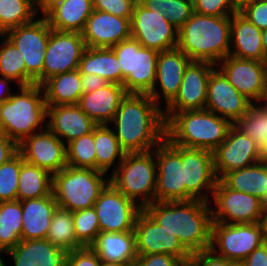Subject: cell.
Instances as JSON below:
<instances>
[{"instance_id": "680465c9", "label": "cell", "mask_w": 267, "mask_h": 266, "mask_svg": "<svg viewBox=\"0 0 267 266\" xmlns=\"http://www.w3.org/2000/svg\"><path fill=\"white\" fill-rule=\"evenodd\" d=\"M262 44L265 58H267V28L262 30Z\"/></svg>"}, {"instance_id": "bcb514c9", "label": "cell", "mask_w": 267, "mask_h": 266, "mask_svg": "<svg viewBox=\"0 0 267 266\" xmlns=\"http://www.w3.org/2000/svg\"><path fill=\"white\" fill-rule=\"evenodd\" d=\"M98 255L90 248L83 247L63 254L51 266H99Z\"/></svg>"}, {"instance_id": "ffe728a7", "label": "cell", "mask_w": 267, "mask_h": 266, "mask_svg": "<svg viewBox=\"0 0 267 266\" xmlns=\"http://www.w3.org/2000/svg\"><path fill=\"white\" fill-rule=\"evenodd\" d=\"M216 67L252 103H259L267 87L265 61L240 59L228 55Z\"/></svg>"}, {"instance_id": "cb8c5ba5", "label": "cell", "mask_w": 267, "mask_h": 266, "mask_svg": "<svg viewBox=\"0 0 267 266\" xmlns=\"http://www.w3.org/2000/svg\"><path fill=\"white\" fill-rule=\"evenodd\" d=\"M22 245L33 254L46 240L52 216L58 204L53 193L41 198L21 201Z\"/></svg>"}, {"instance_id": "7c38bea8", "label": "cell", "mask_w": 267, "mask_h": 266, "mask_svg": "<svg viewBox=\"0 0 267 266\" xmlns=\"http://www.w3.org/2000/svg\"><path fill=\"white\" fill-rule=\"evenodd\" d=\"M215 208H211L212 222L223 224L258 223L264 209L263 202L251 194L228 188L220 179L213 190Z\"/></svg>"}, {"instance_id": "5bb4252c", "label": "cell", "mask_w": 267, "mask_h": 266, "mask_svg": "<svg viewBox=\"0 0 267 266\" xmlns=\"http://www.w3.org/2000/svg\"><path fill=\"white\" fill-rule=\"evenodd\" d=\"M96 210L100 232L133 231L142 208L118 191L110 182L100 192L93 206Z\"/></svg>"}, {"instance_id": "6da1fadb", "label": "cell", "mask_w": 267, "mask_h": 266, "mask_svg": "<svg viewBox=\"0 0 267 266\" xmlns=\"http://www.w3.org/2000/svg\"><path fill=\"white\" fill-rule=\"evenodd\" d=\"M163 109L148 94H127L110 124L126 153L153 150L165 138Z\"/></svg>"}, {"instance_id": "603a6c76", "label": "cell", "mask_w": 267, "mask_h": 266, "mask_svg": "<svg viewBox=\"0 0 267 266\" xmlns=\"http://www.w3.org/2000/svg\"><path fill=\"white\" fill-rule=\"evenodd\" d=\"M252 102L243 96L216 67L209 78L205 109L235 124Z\"/></svg>"}, {"instance_id": "836d02e7", "label": "cell", "mask_w": 267, "mask_h": 266, "mask_svg": "<svg viewBox=\"0 0 267 266\" xmlns=\"http://www.w3.org/2000/svg\"><path fill=\"white\" fill-rule=\"evenodd\" d=\"M220 180L235 191L251 194L262 202L267 197V161L225 173Z\"/></svg>"}, {"instance_id": "8d00e7d4", "label": "cell", "mask_w": 267, "mask_h": 266, "mask_svg": "<svg viewBox=\"0 0 267 266\" xmlns=\"http://www.w3.org/2000/svg\"><path fill=\"white\" fill-rule=\"evenodd\" d=\"M109 127V124L96 125L94 127L96 170L105 173H108L113 164H116L115 161L119 165L126 154L115 136L114 129Z\"/></svg>"}, {"instance_id": "6125c7cd", "label": "cell", "mask_w": 267, "mask_h": 266, "mask_svg": "<svg viewBox=\"0 0 267 266\" xmlns=\"http://www.w3.org/2000/svg\"><path fill=\"white\" fill-rule=\"evenodd\" d=\"M99 266H127V265L126 264H121V263H118V262L100 260Z\"/></svg>"}, {"instance_id": "f546056e", "label": "cell", "mask_w": 267, "mask_h": 266, "mask_svg": "<svg viewBox=\"0 0 267 266\" xmlns=\"http://www.w3.org/2000/svg\"><path fill=\"white\" fill-rule=\"evenodd\" d=\"M262 30L252 24L239 11L231 16V42L229 55L249 60L266 61Z\"/></svg>"}, {"instance_id": "b9f144b4", "label": "cell", "mask_w": 267, "mask_h": 266, "mask_svg": "<svg viewBox=\"0 0 267 266\" xmlns=\"http://www.w3.org/2000/svg\"><path fill=\"white\" fill-rule=\"evenodd\" d=\"M259 104L252 103L245 115L234 125L261 146L267 137V108Z\"/></svg>"}, {"instance_id": "e575fe53", "label": "cell", "mask_w": 267, "mask_h": 266, "mask_svg": "<svg viewBox=\"0 0 267 266\" xmlns=\"http://www.w3.org/2000/svg\"><path fill=\"white\" fill-rule=\"evenodd\" d=\"M78 70L80 73L99 75L110 83L122 85L121 66L112 48L86 47Z\"/></svg>"}, {"instance_id": "277c9868", "label": "cell", "mask_w": 267, "mask_h": 266, "mask_svg": "<svg viewBox=\"0 0 267 266\" xmlns=\"http://www.w3.org/2000/svg\"><path fill=\"white\" fill-rule=\"evenodd\" d=\"M165 138L185 148L213 152L225 139L233 125L228 119L207 110L163 113Z\"/></svg>"}, {"instance_id": "ee69618b", "label": "cell", "mask_w": 267, "mask_h": 266, "mask_svg": "<svg viewBox=\"0 0 267 266\" xmlns=\"http://www.w3.org/2000/svg\"><path fill=\"white\" fill-rule=\"evenodd\" d=\"M21 171V154L0 165V202L16 201Z\"/></svg>"}, {"instance_id": "f1b7e54d", "label": "cell", "mask_w": 267, "mask_h": 266, "mask_svg": "<svg viewBox=\"0 0 267 266\" xmlns=\"http://www.w3.org/2000/svg\"><path fill=\"white\" fill-rule=\"evenodd\" d=\"M127 91L124 86L109 83L94 92L83 93L78 106L97 124H110Z\"/></svg>"}, {"instance_id": "a7ac6f4b", "label": "cell", "mask_w": 267, "mask_h": 266, "mask_svg": "<svg viewBox=\"0 0 267 266\" xmlns=\"http://www.w3.org/2000/svg\"><path fill=\"white\" fill-rule=\"evenodd\" d=\"M264 206H267V197L266 200L263 202Z\"/></svg>"}, {"instance_id": "8992f818", "label": "cell", "mask_w": 267, "mask_h": 266, "mask_svg": "<svg viewBox=\"0 0 267 266\" xmlns=\"http://www.w3.org/2000/svg\"><path fill=\"white\" fill-rule=\"evenodd\" d=\"M106 175L100 170L71 166L53 174L52 193L58 207L71 212L93 207L109 183Z\"/></svg>"}, {"instance_id": "d4e9b609", "label": "cell", "mask_w": 267, "mask_h": 266, "mask_svg": "<svg viewBox=\"0 0 267 266\" xmlns=\"http://www.w3.org/2000/svg\"><path fill=\"white\" fill-rule=\"evenodd\" d=\"M191 61L177 47L158 52L155 84L148 94L158 106L162 102L160 100L161 96L164 98L167 107L178 95L184 71ZM158 85L160 88L157 87ZM156 88H159L161 92Z\"/></svg>"}, {"instance_id": "7a4b0ae2", "label": "cell", "mask_w": 267, "mask_h": 266, "mask_svg": "<svg viewBox=\"0 0 267 266\" xmlns=\"http://www.w3.org/2000/svg\"><path fill=\"white\" fill-rule=\"evenodd\" d=\"M210 203L202 200L155 201L143 210L159 225L173 233L190 252L205 251L211 245Z\"/></svg>"}, {"instance_id": "91938a15", "label": "cell", "mask_w": 267, "mask_h": 266, "mask_svg": "<svg viewBox=\"0 0 267 266\" xmlns=\"http://www.w3.org/2000/svg\"><path fill=\"white\" fill-rule=\"evenodd\" d=\"M29 3L38 13L41 10L42 0H24Z\"/></svg>"}, {"instance_id": "be15d7a7", "label": "cell", "mask_w": 267, "mask_h": 266, "mask_svg": "<svg viewBox=\"0 0 267 266\" xmlns=\"http://www.w3.org/2000/svg\"><path fill=\"white\" fill-rule=\"evenodd\" d=\"M252 1H256V0H233L234 4L238 10L240 8H242L245 4L252 2Z\"/></svg>"}, {"instance_id": "ba28073f", "label": "cell", "mask_w": 267, "mask_h": 266, "mask_svg": "<svg viewBox=\"0 0 267 266\" xmlns=\"http://www.w3.org/2000/svg\"><path fill=\"white\" fill-rule=\"evenodd\" d=\"M128 94H149L155 84L158 51L143 47L132 37L114 45Z\"/></svg>"}, {"instance_id": "003e7915", "label": "cell", "mask_w": 267, "mask_h": 266, "mask_svg": "<svg viewBox=\"0 0 267 266\" xmlns=\"http://www.w3.org/2000/svg\"><path fill=\"white\" fill-rule=\"evenodd\" d=\"M127 266H140V265L137 262H134V263L128 264Z\"/></svg>"}, {"instance_id": "7402d4cb", "label": "cell", "mask_w": 267, "mask_h": 266, "mask_svg": "<svg viewBox=\"0 0 267 266\" xmlns=\"http://www.w3.org/2000/svg\"><path fill=\"white\" fill-rule=\"evenodd\" d=\"M215 67L208 61H191L184 71L178 95L163 113L205 109L208 81Z\"/></svg>"}, {"instance_id": "f5cc1de1", "label": "cell", "mask_w": 267, "mask_h": 266, "mask_svg": "<svg viewBox=\"0 0 267 266\" xmlns=\"http://www.w3.org/2000/svg\"><path fill=\"white\" fill-rule=\"evenodd\" d=\"M106 79L94 74L81 73V85L83 93L94 92L109 84Z\"/></svg>"}, {"instance_id": "7dc6e473", "label": "cell", "mask_w": 267, "mask_h": 266, "mask_svg": "<svg viewBox=\"0 0 267 266\" xmlns=\"http://www.w3.org/2000/svg\"><path fill=\"white\" fill-rule=\"evenodd\" d=\"M137 1L138 0H92L93 9L124 18L132 17Z\"/></svg>"}, {"instance_id": "816d5d0a", "label": "cell", "mask_w": 267, "mask_h": 266, "mask_svg": "<svg viewBox=\"0 0 267 266\" xmlns=\"http://www.w3.org/2000/svg\"><path fill=\"white\" fill-rule=\"evenodd\" d=\"M17 153L18 144L6 135H0V165L8 162Z\"/></svg>"}, {"instance_id": "d6986e66", "label": "cell", "mask_w": 267, "mask_h": 266, "mask_svg": "<svg viewBox=\"0 0 267 266\" xmlns=\"http://www.w3.org/2000/svg\"><path fill=\"white\" fill-rule=\"evenodd\" d=\"M134 233L137 255L168 254L183 262L190 257L177 236L157 224L143 209L136 218Z\"/></svg>"}, {"instance_id": "f907efd6", "label": "cell", "mask_w": 267, "mask_h": 266, "mask_svg": "<svg viewBox=\"0 0 267 266\" xmlns=\"http://www.w3.org/2000/svg\"><path fill=\"white\" fill-rule=\"evenodd\" d=\"M136 262L140 266H183V261L168 254L138 255Z\"/></svg>"}, {"instance_id": "74e56055", "label": "cell", "mask_w": 267, "mask_h": 266, "mask_svg": "<svg viewBox=\"0 0 267 266\" xmlns=\"http://www.w3.org/2000/svg\"><path fill=\"white\" fill-rule=\"evenodd\" d=\"M39 13L24 0H0V34L32 22Z\"/></svg>"}, {"instance_id": "03108f58", "label": "cell", "mask_w": 267, "mask_h": 266, "mask_svg": "<svg viewBox=\"0 0 267 266\" xmlns=\"http://www.w3.org/2000/svg\"><path fill=\"white\" fill-rule=\"evenodd\" d=\"M2 253L4 252L0 249V266H6V264L4 263V259H2Z\"/></svg>"}, {"instance_id": "4316f807", "label": "cell", "mask_w": 267, "mask_h": 266, "mask_svg": "<svg viewBox=\"0 0 267 266\" xmlns=\"http://www.w3.org/2000/svg\"><path fill=\"white\" fill-rule=\"evenodd\" d=\"M21 201L0 202V249L9 254L14 266H32V254L22 245Z\"/></svg>"}, {"instance_id": "484cf974", "label": "cell", "mask_w": 267, "mask_h": 266, "mask_svg": "<svg viewBox=\"0 0 267 266\" xmlns=\"http://www.w3.org/2000/svg\"><path fill=\"white\" fill-rule=\"evenodd\" d=\"M130 20L93 9L82 31L86 47L112 48L131 38Z\"/></svg>"}, {"instance_id": "9a60e30c", "label": "cell", "mask_w": 267, "mask_h": 266, "mask_svg": "<svg viewBox=\"0 0 267 266\" xmlns=\"http://www.w3.org/2000/svg\"><path fill=\"white\" fill-rule=\"evenodd\" d=\"M182 165L185 201L197 199L210 203L208 194H213L218 180L214 170L213 152L182 147Z\"/></svg>"}, {"instance_id": "e0dca14e", "label": "cell", "mask_w": 267, "mask_h": 266, "mask_svg": "<svg viewBox=\"0 0 267 266\" xmlns=\"http://www.w3.org/2000/svg\"><path fill=\"white\" fill-rule=\"evenodd\" d=\"M83 248L77 241L73 212L57 207L45 242L32 254V266H51L63 254Z\"/></svg>"}, {"instance_id": "4fadbf2b", "label": "cell", "mask_w": 267, "mask_h": 266, "mask_svg": "<svg viewBox=\"0 0 267 266\" xmlns=\"http://www.w3.org/2000/svg\"><path fill=\"white\" fill-rule=\"evenodd\" d=\"M131 37L143 47L158 52L173 49L178 43V29L159 11H151L136 2L130 20Z\"/></svg>"}, {"instance_id": "3957f363", "label": "cell", "mask_w": 267, "mask_h": 266, "mask_svg": "<svg viewBox=\"0 0 267 266\" xmlns=\"http://www.w3.org/2000/svg\"><path fill=\"white\" fill-rule=\"evenodd\" d=\"M231 16H209L193 13L178 30L177 48L192 61L217 65L229 55Z\"/></svg>"}, {"instance_id": "ac0fdd59", "label": "cell", "mask_w": 267, "mask_h": 266, "mask_svg": "<svg viewBox=\"0 0 267 266\" xmlns=\"http://www.w3.org/2000/svg\"><path fill=\"white\" fill-rule=\"evenodd\" d=\"M86 49L82 33L51 30L43 65V82L51 76L78 69Z\"/></svg>"}, {"instance_id": "52a82bcc", "label": "cell", "mask_w": 267, "mask_h": 266, "mask_svg": "<svg viewBox=\"0 0 267 266\" xmlns=\"http://www.w3.org/2000/svg\"><path fill=\"white\" fill-rule=\"evenodd\" d=\"M156 175L154 149L126 153L121 163L113 169L109 182L143 209L155 202Z\"/></svg>"}, {"instance_id": "e7e4bbea", "label": "cell", "mask_w": 267, "mask_h": 266, "mask_svg": "<svg viewBox=\"0 0 267 266\" xmlns=\"http://www.w3.org/2000/svg\"><path fill=\"white\" fill-rule=\"evenodd\" d=\"M260 103L267 108V87L266 90L264 92L263 98L261 99Z\"/></svg>"}, {"instance_id": "94428289", "label": "cell", "mask_w": 267, "mask_h": 266, "mask_svg": "<svg viewBox=\"0 0 267 266\" xmlns=\"http://www.w3.org/2000/svg\"><path fill=\"white\" fill-rule=\"evenodd\" d=\"M260 152L262 155V160L267 161V137L265 138L263 144L260 146Z\"/></svg>"}, {"instance_id": "f6af8a7d", "label": "cell", "mask_w": 267, "mask_h": 266, "mask_svg": "<svg viewBox=\"0 0 267 266\" xmlns=\"http://www.w3.org/2000/svg\"><path fill=\"white\" fill-rule=\"evenodd\" d=\"M194 12L209 16H232L239 10L233 0H192Z\"/></svg>"}, {"instance_id": "30bf717a", "label": "cell", "mask_w": 267, "mask_h": 266, "mask_svg": "<svg viewBox=\"0 0 267 266\" xmlns=\"http://www.w3.org/2000/svg\"><path fill=\"white\" fill-rule=\"evenodd\" d=\"M264 242L258 223L223 224L212 222L210 250L219 257L240 264Z\"/></svg>"}, {"instance_id": "f35d334b", "label": "cell", "mask_w": 267, "mask_h": 266, "mask_svg": "<svg viewBox=\"0 0 267 266\" xmlns=\"http://www.w3.org/2000/svg\"><path fill=\"white\" fill-rule=\"evenodd\" d=\"M0 37L5 38L0 43V75L13 79L18 87L26 86V66L21 52L3 34Z\"/></svg>"}, {"instance_id": "7bdbcfd3", "label": "cell", "mask_w": 267, "mask_h": 266, "mask_svg": "<svg viewBox=\"0 0 267 266\" xmlns=\"http://www.w3.org/2000/svg\"><path fill=\"white\" fill-rule=\"evenodd\" d=\"M73 223L77 241L90 247L100 233V225L94 207L73 211Z\"/></svg>"}, {"instance_id": "44dd1931", "label": "cell", "mask_w": 267, "mask_h": 266, "mask_svg": "<svg viewBox=\"0 0 267 266\" xmlns=\"http://www.w3.org/2000/svg\"><path fill=\"white\" fill-rule=\"evenodd\" d=\"M18 152L25 162L43 168L52 175L67 166L66 144L48 128L26 137Z\"/></svg>"}, {"instance_id": "5b68a950", "label": "cell", "mask_w": 267, "mask_h": 266, "mask_svg": "<svg viewBox=\"0 0 267 266\" xmlns=\"http://www.w3.org/2000/svg\"><path fill=\"white\" fill-rule=\"evenodd\" d=\"M19 90L20 92L12 94L8 100L0 103L2 133L18 145L26 137L46 129L48 119V106L42 86H20Z\"/></svg>"}, {"instance_id": "4dcf8cb0", "label": "cell", "mask_w": 267, "mask_h": 266, "mask_svg": "<svg viewBox=\"0 0 267 266\" xmlns=\"http://www.w3.org/2000/svg\"><path fill=\"white\" fill-rule=\"evenodd\" d=\"M100 260L131 264L137 260L135 233L100 232L90 246Z\"/></svg>"}, {"instance_id": "ab89813d", "label": "cell", "mask_w": 267, "mask_h": 266, "mask_svg": "<svg viewBox=\"0 0 267 266\" xmlns=\"http://www.w3.org/2000/svg\"><path fill=\"white\" fill-rule=\"evenodd\" d=\"M151 11H159L178 30L193 15L192 0H138Z\"/></svg>"}, {"instance_id": "11a10c76", "label": "cell", "mask_w": 267, "mask_h": 266, "mask_svg": "<svg viewBox=\"0 0 267 266\" xmlns=\"http://www.w3.org/2000/svg\"><path fill=\"white\" fill-rule=\"evenodd\" d=\"M15 82L11 78L2 77L0 78V103H3L4 101L8 100L13 93L10 91V85L9 82Z\"/></svg>"}, {"instance_id": "9f6ffc18", "label": "cell", "mask_w": 267, "mask_h": 266, "mask_svg": "<svg viewBox=\"0 0 267 266\" xmlns=\"http://www.w3.org/2000/svg\"><path fill=\"white\" fill-rule=\"evenodd\" d=\"M66 0H42L41 12L45 16L54 6L63 3Z\"/></svg>"}, {"instance_id": "db71d44e", "label": "cell", "mask_w": 267, "mask_h": 266, "mask_svg": "<svg viewBox=\"0 0 267 266\" xmlns=\"http://www.w3.org/2000/svg\"><path fill=\"white\" fill-rule=\"evenodd\" d=\"M241 266H267V243H263L248 255L241 263Z\"/></svg>"}, {"instance_id": "c3c4849f", "label": "cell", "mask_w": 267, "mask_h": 266, "mask_svg": "<svg viewBox=\"0 0 267 266\" xmlns=\"http://www.w3.org/2000/svg\"><path fill=\"white\" fill-rule=\"evenodd\" d=\"M239 12L260 30L267 28V0L249 2Z\"/></svg>"}, {"instance_id": "2e32d148", "label": "cell", "mask_w": 267, "mask_h": 266, "mask_svg": "<svg viewBox=\"0 0 267 266\" xmlns=\"http://www.w3.org/2000/svg\"><path fill=\"white\" fill-rule=\"evenodd\" d=\"M217 179L225 173L249 167L262 161L260 146L234 124L226 139L213 151Z\"/></svg>"}, {"instance_id": "9c48e42d", "label": "cell", "mask_w": 267, "mask_h": 266, "mask_svg": "<svg viewBox=\"0 0 267 266\" xmlns=\"http://www.w3.org/2000/svg\"><path fill=\"white\" fill-rule=\"evenodd\" d=\"M51 30L42 16L3 34L21 52L26 66V86L43 83L45 50Z\"/></svg>"}, {"instance_id": "d6a6232c", "label": "cell", "mask_w": 267, "mask_h": 266, "mask_svg": "<svg viewBox=\"0 0 267 266\" xmlns=\"http://www.w3.org/2000/svg\"><path fill=\"white\" fill-rule=\"evenodd\" d=\"M41 86L47 106L77 105L83 94L78 69L51 76Z\"/></svg>"}, {"instance_id": "60d3db41", "label": "cell", "mask_w": 267, "mask_h": 266, "mask_svg": "<svg viewBox=\"0 0 267 266\" xmlns=\"http://www.w3.org/2000/svg\"><path fill=\"white\" fill-rule=\"evenodd\" d=\"M94 145V129L89 134L67 143V166L96 170V152Z\"/></svg>"}, {"instance_id": "8fae6325", "label": "cell", "mask_w": 267, "mask_h": 266, "mask_svg": "<svg viewBox=\"0 0 267 266\" xmlns=\"http://www.w3.org/2000/svg\"><path fill=\"white\" fill-rule=\"evenodd\" d=\"M155 201H185L182 147L164 138L155 148Z\"/></svg>"}, {"instance_id": "d590c367", "label": "cell", "mask_w": 267, "mask_h": 266, "mask_svg": "<svg viewBox=\"0 0 267 266\" xmlns=\"http://www.w3.org/2000/svg\"><path fill=\"white\" fill-rule=\"evenodd\" d=\"M53 175L38 166L24 161L21 155V171L18 179L17 200L41 198L52 194Z\"/></svg>"}, {"instance_id": "6f0895ef", "label": "cell", "mask_w": 267, "mask_h": 266, "mask_svg": "<svg viewBox=\"0 0 267 266\" xmlns=\"http://www.w3.org/2000/svg\"><path fill=\"white\" fill-rule=\"evenodd\" d=\"M260 224L262 227L263 239L267 243V206H264L263 213L261 216Z\"/></svg>"}, {"instance_id": "1f68e13d", "label": "cell", "mask_w": 267, "mask_h": 266, "mask_svg": "<svg viewBox=\"0 0 267 266\" xmlns=\"http://www.w3.org/2000/svg\"><path fill=\"white\" fill-rule=\"evenodd\" d=\"M92 11V0H66L44 17L53 30L82 33Z\"/></svg>"}, {"instance_id": "681fc988", "label": "cell", "mask_w": 267, "mask_h": 266, "mask_svg": "<svg viewBox=\"0 0 267 266\" xmlns=\"http://www.w3.org/2000/svg\"><path fill=\"white\" fill-rule=\"evenodd\" d=\"M236 264L214 254L210 249L193 252L183 266H235Z\"/></svg>"}, {"instance_id": "83f0119b", "label": "cell", "mask_w": 267, "mask_h": 266, "mask_svg": "<svg viewBox=\"0 0 267 266\" xmlns=\"http://www.w3.org/2000/svg\"><path fill=\"white\" fill-rule=\"evenodd\" d=\"M47 128L65 144L89 134L97 125L78 105L48 106Z\"/></svg>"}]
</instances>
